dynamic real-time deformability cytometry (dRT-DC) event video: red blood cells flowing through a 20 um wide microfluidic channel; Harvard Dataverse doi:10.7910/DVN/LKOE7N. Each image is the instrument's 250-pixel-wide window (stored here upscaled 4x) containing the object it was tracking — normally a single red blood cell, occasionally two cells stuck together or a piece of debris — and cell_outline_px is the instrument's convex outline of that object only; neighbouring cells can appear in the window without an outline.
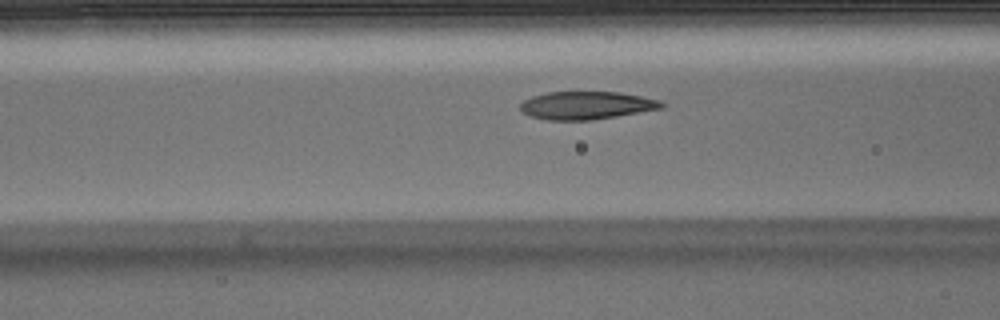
{"species": "Egyptian fruit bat (a non-hibernating species)", "species_latin": "Rousettus aegyptiacus", "temperature_condition": "warm", "stored_images_in_passage": 30, "camera_frame_rate_fps": 3000, "um_per_image_px": 0.085, "animal": {"sex": "male"}, "frame": {"image": 1, "passage_image": 8, "time_ms": 2.333, "image_size_px": [1000, 320], "cell_outline_px": [[668, 104], [664, 108], [616, 116], [588, 120], [548, 120], [528, 116], [520, 112], [520, 104], [524, 100], [532, 96], [548, 92], [620, 92], [660, 100]], "centroid_in_image_um": [49.84, 8.96], "position_along_channel_um": 116.8, "area_um2": 23.12}}
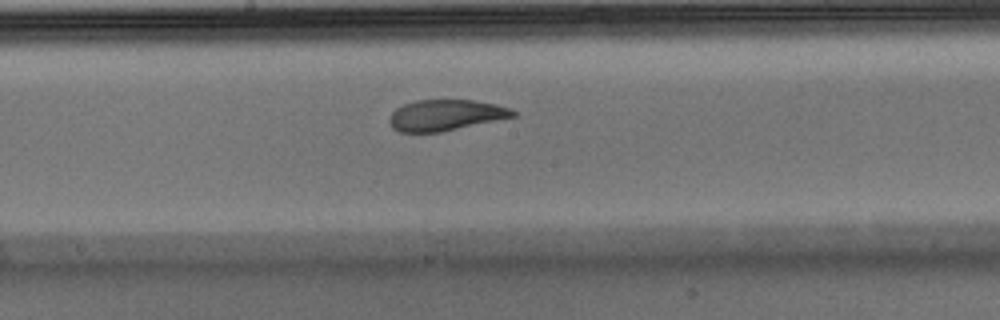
{"frame": {"image": 2, "passage_image": 15, "time_ms": 4.667, "image_size_px": [1000, 320], "cell_outline_px": [[516, 116], [440, 132], [400, 132], [392, 128], [388, 120], [392, 112], [396, 108], [404, 104], [416, 100], [472, 100], [496, 104], [508, 108], [516, 112]], "centroid_in_image_um": [37.84, 9.79], "position_along_channel_um": 210.4, "area_um2": 22.14}}
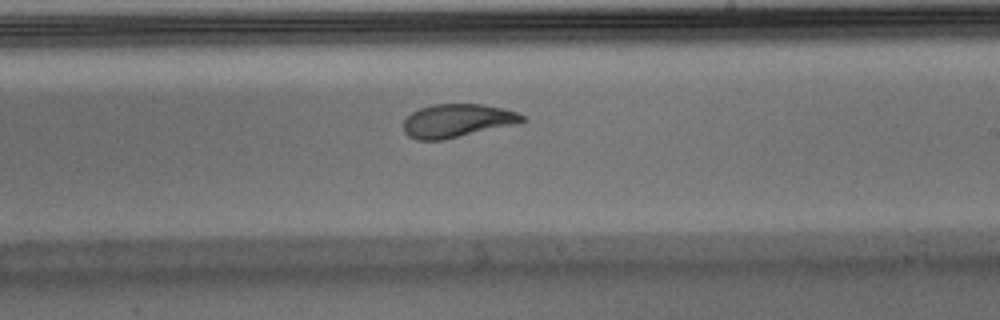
{"frame": {"image": 3, "passage_image": 18, "time_ms": 5.667, "image_size_px": [1000, 320], "cell_outline_px": [[528, 120], [516, 124], [444, 140], [416, 140], [408, 136], [404, 132], [404, 120], [412, 112], [420, 108], [432, 104], [484, 104], [504, 108], [516, 112], [524, 116]], "centroid_in_image_um": [38.87, 10.26], "position_along_channel_um": 250.1, "area_um2": 23.24}}